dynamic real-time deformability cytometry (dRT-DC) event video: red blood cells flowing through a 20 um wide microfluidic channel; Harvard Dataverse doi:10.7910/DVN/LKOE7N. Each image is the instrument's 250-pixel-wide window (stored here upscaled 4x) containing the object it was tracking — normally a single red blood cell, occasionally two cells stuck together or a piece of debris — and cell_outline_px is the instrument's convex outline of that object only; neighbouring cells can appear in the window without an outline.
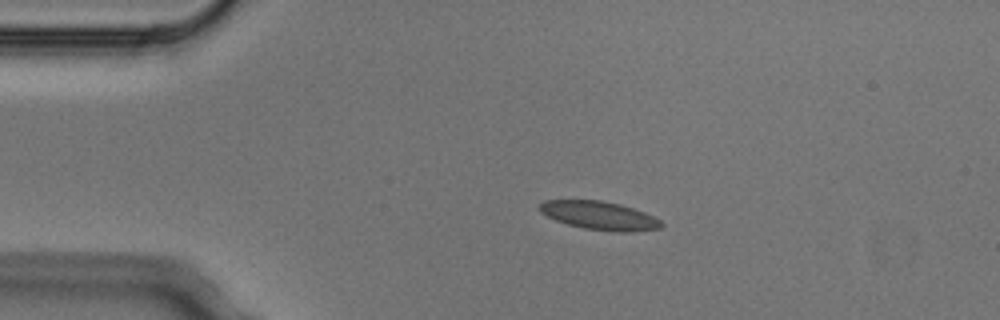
{"species": "Egyptian fruit bat (a non-hibernating species)", "species_latin": "Rousettus aegyptiacus", "temperature_condition": "cold", "stored_images_in_passage": 2, "camera_frame_rate_fps": 3000, "um_per_image_px": 0.085, "animal": {"sex": "male"}, "frame": {"image": 1, "passage_image": 1, "time_ms": 0.0, "image_size_px": [1000, 320], "cell_outline_px": [[664, 224], [660, 228], [632, 232], [616, 232], [584, 228], [568, 224], [556, 220], [540, 212], [536, 208], [544, 200], [600, 200], [620, 204], [644, 212], [660, 220]], "centroid_in_image_um": [50.94, 18.32], "position_along_channel_um": 34.1, "area_um2": 20.11}}